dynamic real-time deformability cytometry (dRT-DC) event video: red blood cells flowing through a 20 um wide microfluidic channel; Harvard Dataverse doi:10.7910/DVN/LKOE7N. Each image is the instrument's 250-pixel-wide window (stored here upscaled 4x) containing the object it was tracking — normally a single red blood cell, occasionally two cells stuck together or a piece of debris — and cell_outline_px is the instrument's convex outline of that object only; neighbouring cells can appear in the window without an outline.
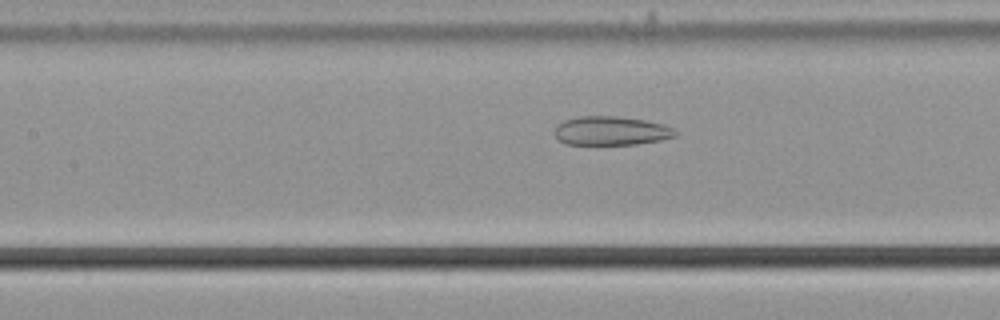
{"species": "common noctule bat (a hibernating species)", "species_latin": "Nyctalus noctula", "temperature_condition": "cold", "stored_images_in_passage": 23, "camera_frame_rate_fps": 3000, "um_per_image_px": 0.085, "animal": {"sex": "male", "body_mass_g": 21.5, "forearm_length_mm": 52.0}, "frame": {"image": 1, "passage_image": 20, "time_ms": 6.333, "image_size_px": [1000, 320], "cell_outline_px": [[680, 132], [676, 136], [660, 140], [636, 144], [564, 144], [552, 132], [556, 124], [564, 120], [580, 116], [616, 116], [644, 120], [664, 124]], "centroid_in_image_um": [51.93, 11.11], "position_along_channel_um": 155.5, "area_um2": 20.46}}